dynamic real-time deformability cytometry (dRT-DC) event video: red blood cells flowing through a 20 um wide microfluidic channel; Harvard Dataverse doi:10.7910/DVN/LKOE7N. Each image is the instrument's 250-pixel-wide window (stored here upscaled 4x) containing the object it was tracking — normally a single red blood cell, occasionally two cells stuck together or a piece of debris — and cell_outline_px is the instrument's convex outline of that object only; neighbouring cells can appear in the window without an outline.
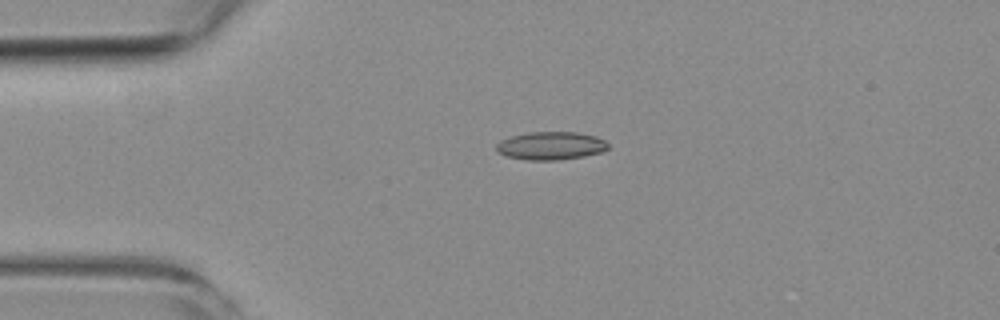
{"species": "common noctule bat (a hibernating species)", "species_latin": "Nyctalus noctula", "temperature_condition": "room temperature", "stored_images_in_passage": 5, "camera_frame_rate_fps": 3000, "um_per_image_px": 0.085, "animal": {"sex": "female", "body_mass_g": 19.3, "forearm_length_mm": 54.1}, "frame": {"image": 1, "passage_image": 4, "time_ms": 3.667, "image_size_px": [1000, 320], "cell_outline_px": [[608, 148], [604, 152], [584, 156], [556, 160], [528, 160], [504, 156], [496, 152], [496, 144], [500, 140], [512, 136], [528, 132], [576, 132], [596, 136], [604, 140], [608, 144]], "centroid_in_image_um": [46.8, 12.39], "position_along_channel_um": 38.2, "area_um2": 18.44}}